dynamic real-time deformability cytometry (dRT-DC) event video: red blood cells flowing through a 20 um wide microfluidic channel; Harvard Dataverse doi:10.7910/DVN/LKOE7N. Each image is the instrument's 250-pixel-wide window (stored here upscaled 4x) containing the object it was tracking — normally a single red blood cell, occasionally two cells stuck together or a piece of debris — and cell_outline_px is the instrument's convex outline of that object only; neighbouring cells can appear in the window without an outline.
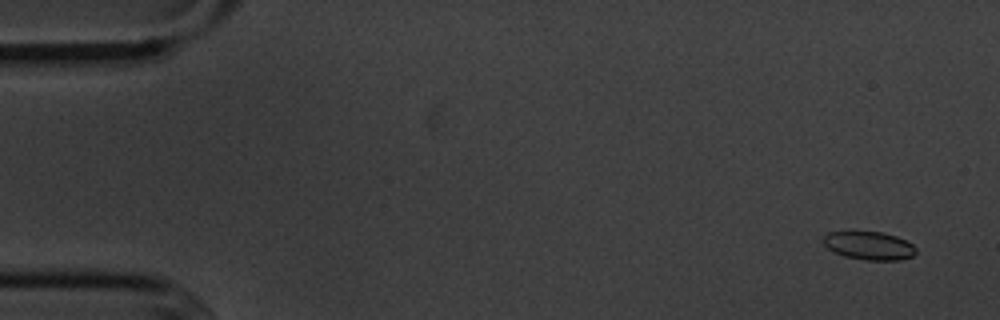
{"species": "common noctule bat (a hibernating species)", "species_latin": "Nyctalus noctula", "temperature_condition": "cold", "stored_images_in_passage": 6, "camera_frame_rate_fps": 3000, "um_per_image_px": 0.085, "animal": {"sex": "male", "body_mass_g": 20.1, "forearm_length_mm": 53.5}, "frame": {"image": 1, "passage_image": 1, "time_ms": 0.0, "image_size_px": [1000, 320], "cell_outline_px": [[916, 252], [912, 256], [900, 260], [864, 260], [844, 256], [828, 248], [824, 244], [824, 236], [828, 232], [884, 232], [896, 236], [912, 244], [916, 248]], "centroid_in_image_um": [73.89, 20.88], "position_along_channel_um": 11.1, "area_um2": 15.09}}
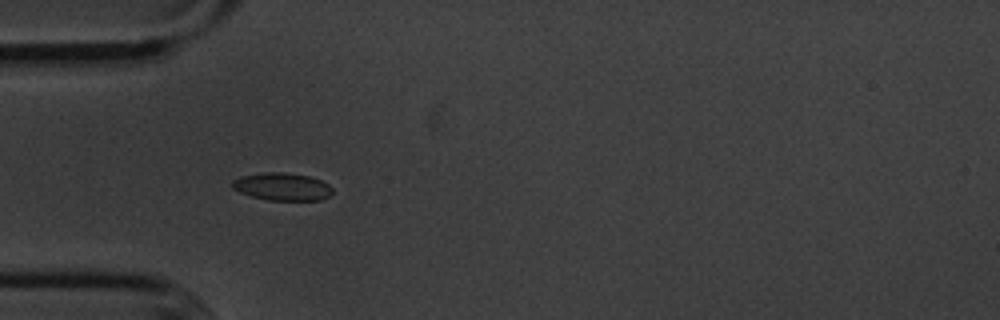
{"frame": {"image": 2, "passage_image": 5, "time_ms": 4.667, "image_size_px": [1000, 320], "cell_outline_px": [[332, 192], [328, 196], [320, 200], [268, 200], [252, 196], [240, 192], [232, 188], [232, 180], [240, 176], [264, 172], [284, 172], [308, 176], [320, 180], [328, 184], [332, 188]], "centroid_in_image_um": [23.96, 15.86], "position_along_channel_um": 61.0, "area_um2": 16.07}}
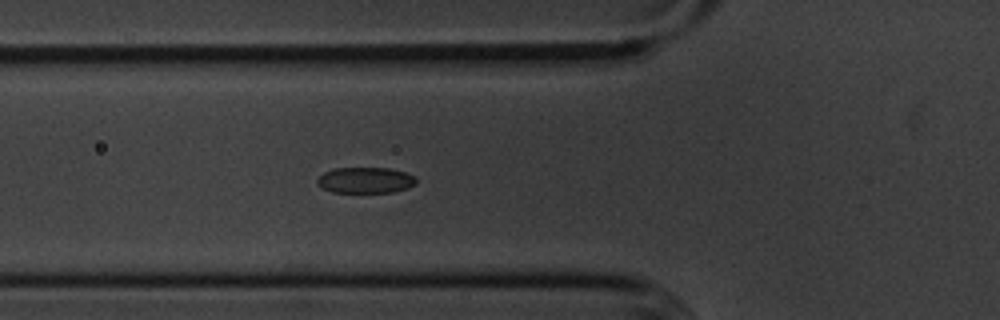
{"frame": {"image": 3, "passage_image": 6, "time_ms": 5.667, "image_size_px": [1000, 320], "cell_outline_px": [[416, 184], [408, 188], [392, 192], [332, 192], [316, 184], [316, 180], [324, 172], [336, 168], [388, 168], [404, 172], [416, 176]], "centroid_in_image_um": [31.07, 15.31], "position_along_channel_um": 94.7, "area_um2": 14.91}}